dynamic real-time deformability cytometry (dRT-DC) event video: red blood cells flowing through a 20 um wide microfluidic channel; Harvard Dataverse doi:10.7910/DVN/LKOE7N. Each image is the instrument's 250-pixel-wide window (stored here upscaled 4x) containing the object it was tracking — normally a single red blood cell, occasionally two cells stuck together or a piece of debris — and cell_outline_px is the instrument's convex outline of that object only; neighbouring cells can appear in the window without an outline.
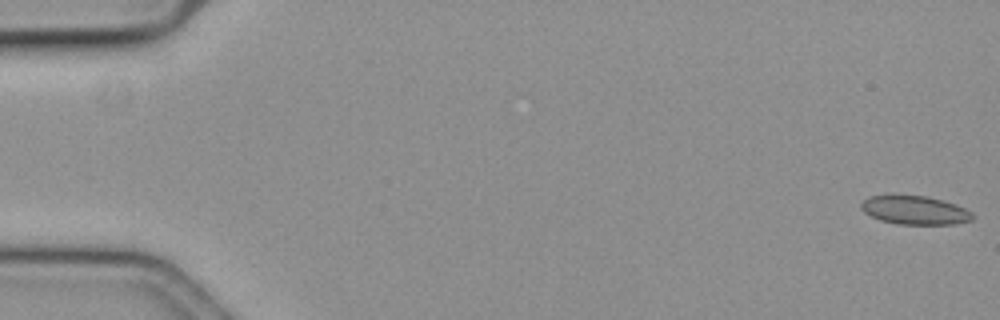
{"species": "common noctule bat (a hibernating species)", "species_latin": "Nyctalus noctula", "temperature_condition": "cold", "stored_images_in_passage": 58, "camera_frame_rate_fps": 3000, "um_per_image_px": 0.085, "animal": {"sex": "female", "body_mass_g": 19.3, "forearm_length_mm": 54.1}, "frame": {"image": 1, "passage_image": 1, "time_ms": 0.0, "image_size_px": [1000, 320], "cell_outline_px": [[976, 216], [972, 220], [956, 224], [896, 224], [880, 220], [864, 212], [860, 208], [860, 204], [868, 196], [892, 192], [928, 196], [956, 204], [972, 212]], "centroid_in_image_um": [77.72, 17.82], "position_along_channel_um": 7.3, "area_um2": 19.42}}
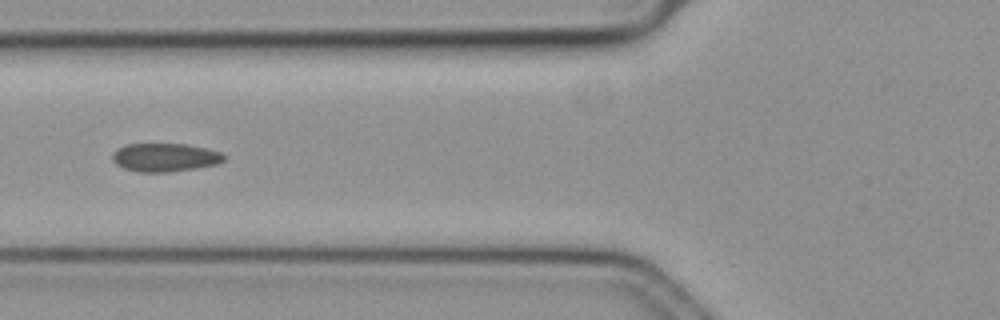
{"frame": {"image": 2, "passage_image": 23, "time_ms": 7.333, "image_size_px": [1000, 320], "cell_outline_px": [[224, 160], [216, 164], [196, 168], [168, 172], [136, 172], [124, 168], [116, 164], [112, 160], [112, 152], [116, 148], [124, 144], [188, 144], [220, 152], [224, 156]], "centroid_in_image_um": [13.95, 13.38], "position_along_channel_um": 111.8, "area_um2": 18.5}}
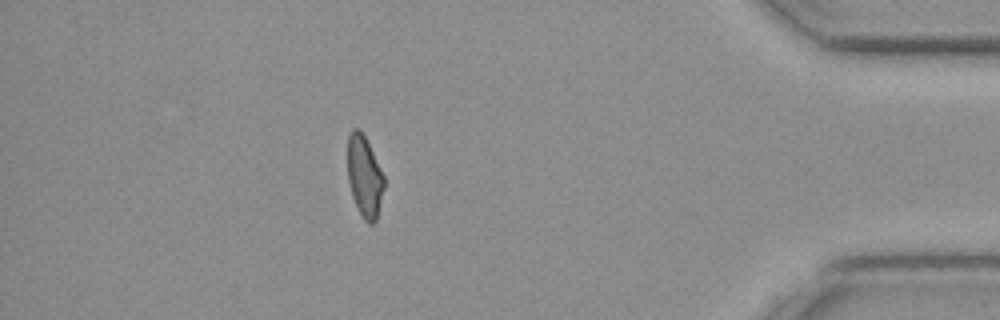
{"frame": {"image": 3, "passage_image": 51, "time_ms": 16.667, "image_size_px": [1000, 320], "cell_outline_px": [[384, 188], [376, 220], [372, 224], [368, 224], [364, 220], [352, 196], [348, 180], [348, 132], [352, 128], [356, 128], [364, 136], [384, 176]], "centroid_in_image_um": [30.97, 15.01], "position_along_channel_um": 404.2, "area_um2": 16.94}, "authors_computed_cell_mechanics": {"area_um2": 18.496, "velocity_mm_per_s": 3.6415, "shape_relaxation_time_tau1_ms": null, "shape_relaxation_time_tau2_ms": 3.7859, "deformation_change_tau1": null, "deformation_change_tau2": 0.1071}}